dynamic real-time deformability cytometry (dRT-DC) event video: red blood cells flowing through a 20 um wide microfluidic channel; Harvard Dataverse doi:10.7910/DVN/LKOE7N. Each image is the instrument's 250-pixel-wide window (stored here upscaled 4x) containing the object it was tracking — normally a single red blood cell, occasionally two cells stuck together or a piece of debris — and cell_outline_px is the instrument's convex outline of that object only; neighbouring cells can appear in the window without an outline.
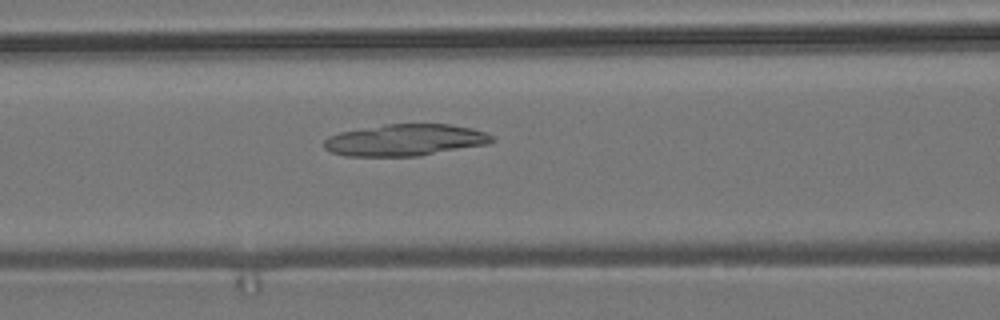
{"species": "common noctule bat (a hibernating species)", "species_latin": "Nyctalus noctula", "temperature_condition": "room temperature", "stored_images_in_passage": 49, "camera_frame_rate_fps": 3000, "um_per_image_px": 0.085, "animal": {"sex": "male", "body_mass_g": 19.2, "forearm_length_mm": 51.8}, "frame": {"image": 1, "passage_image": 16, "time_ms": 5.0, "image_size_px": [1000, 320], "cell_outline_px": [[496, 140], [488, 144], [420, 156], [344, 156], [332, 152], [324, 148], [324, 140], [328, 136], [340, 132], [384, 124], [448, 124], [472, 128], [484, 132], [492, 136]], "centroid_in_image_um": [34.44, 11.91], "position_along_channel_um": 132.2, "area_um2": 31.1}}
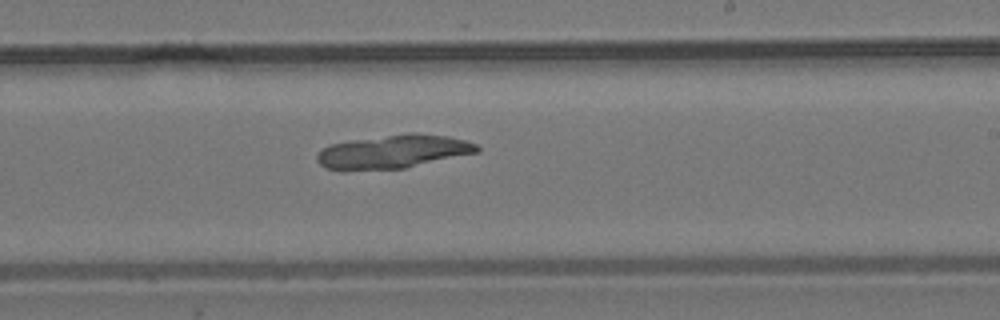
{"frame": {"image": 2, "passage_image": 26, "time_ms": 8.333, "image_size_px": [1000, 320], "cell_outline_px": [[480, 152], [404, 168], [344, 172], [324, 168], [316, 160], [316, 156], [324, 148], [332, 144], [356, 140], [408, 132], [416, 132], [448, 136], [464, 140], [476, 144], [480, 148]], "centroid_in_image_um": [33.42, 12.91], "position_along_channel_um": 255.6, "area_um2": 31.56}}
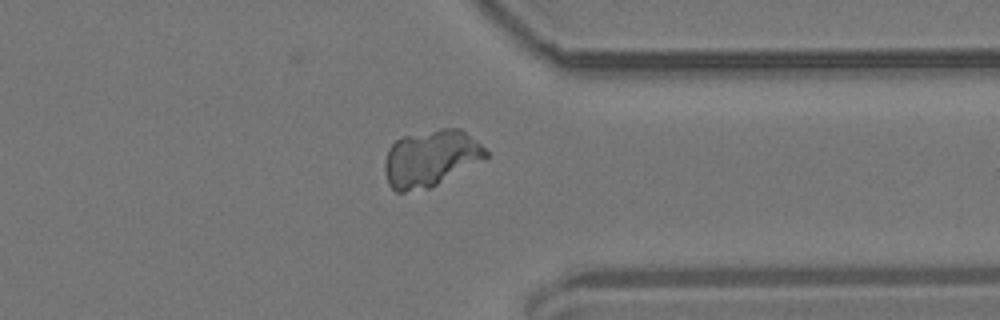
{"frame": {"image": 3, "passage_image": 36, "time_ms": 11.667, "image_size_px": [1000, 320], "cell_outline_px": [[488, 156], [436, 184], [428, 188], [404, 192], [396, 192], [388, 184], [384, 172], [384, 160], [388, 148], [396, 140], [404, 136], [440, 128], [460, 128], [476, 140], [488, 152]], "centroid_in_image_um": [36.55, 13.44], "position_along_channel_um": 374.9, "area_um2": 32.95}}